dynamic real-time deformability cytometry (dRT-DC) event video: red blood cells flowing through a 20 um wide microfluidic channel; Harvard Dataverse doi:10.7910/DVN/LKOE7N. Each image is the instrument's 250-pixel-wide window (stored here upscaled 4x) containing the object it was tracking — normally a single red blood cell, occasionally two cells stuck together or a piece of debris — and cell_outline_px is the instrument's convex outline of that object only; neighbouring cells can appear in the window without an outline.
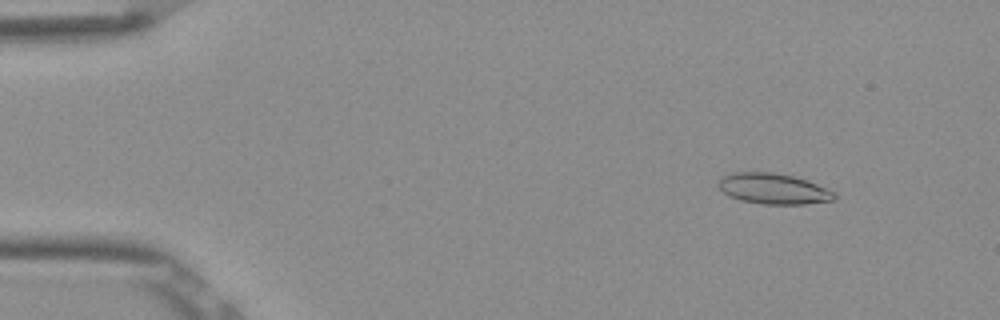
{"species": "Egyptian fruit bat (a non-hibernating species)", "species_latin": "Rousettus aegyptiacus", "temperature_condition": "room temperature", "stored_images_in_passage": 5, "camera_frame_rate_fps": 3000, "um_per_image_px": 0.085, "frame": {"image": 1, "passage_image": 2, "time_ms": 0.333, "image_size_px": [1000, 320], "cell_outline_px": [[836, 200], [804, 204], [760, 204], [740, 200], [728, 196], [720, 188], [720, 176], [732, 172], [772, 172], [792, 176], [816, 184], [836, 192]], "centroid_in_image_um": [65.73, 16.05], "position_along_channel_um": 19.3, "area_um2": 20.69}}